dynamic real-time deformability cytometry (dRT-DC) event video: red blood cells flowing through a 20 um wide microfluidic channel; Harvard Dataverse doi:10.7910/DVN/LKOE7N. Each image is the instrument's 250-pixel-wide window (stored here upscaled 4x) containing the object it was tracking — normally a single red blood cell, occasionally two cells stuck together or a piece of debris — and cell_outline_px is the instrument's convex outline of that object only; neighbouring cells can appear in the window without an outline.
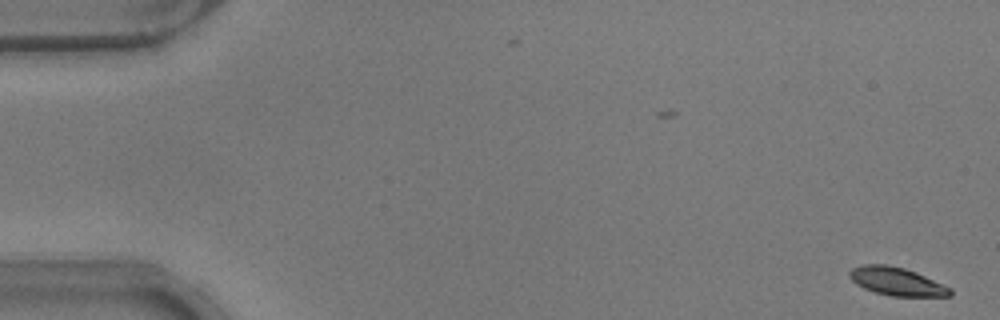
{"species": "common noctule bat (a hibernating species)", "species_latin": "Nyctalus noctula", "temperature_condition": "warm", "stored_images_in_passage": 54, "camera_frame_rate_fps": 3000, "um_per_image_px": 0.085, "animal": {"sex": "male", "body_mass_g": 17.9}, "frame": {"image": 1, "passage_image": 1, "time_ms": 0.0, "image_size_px": [1000, 320], "cell_outline_px": [[952, 296], [892, 296], [876, 292], [864, 288], [856, 284], [848, 276], [848, 272], [852, 268], [864, 264], [884, 264], [904, 268], [916, 272], [952, 288]], "centroid_in_image_um": [76.22, 23.92], "position_along_channel_um": 8.8, "area_um2": 16.47}}
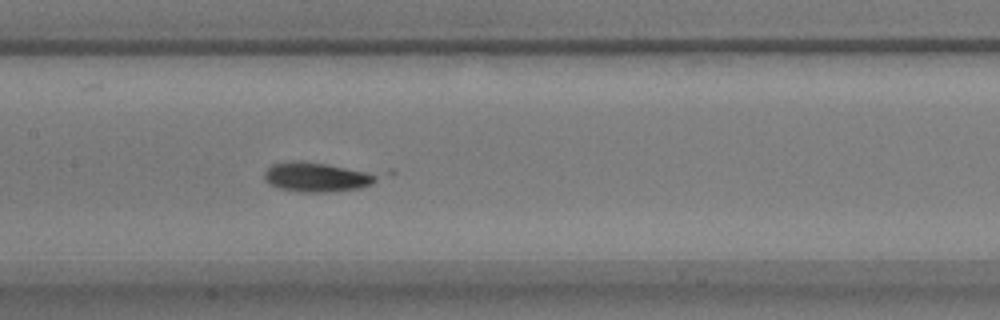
{"frame": {"image": 2, "passage_image": 26, "time_ms": 8.333, "image_size_px": [1000, 320], "cell_outline_px": [[396, 172], [392, 176], [372, 184], [360, 188], [332, 192], [300, 192], [280, 188], [268, 184], [264, 180], [264, 172], [272, 164], [292, 160], [300, 160], [392, 168]], "centroid_in_image_um": [27.48, 14.96], "position_along_channel_um": 179.9, "area_um2": 22.54}}
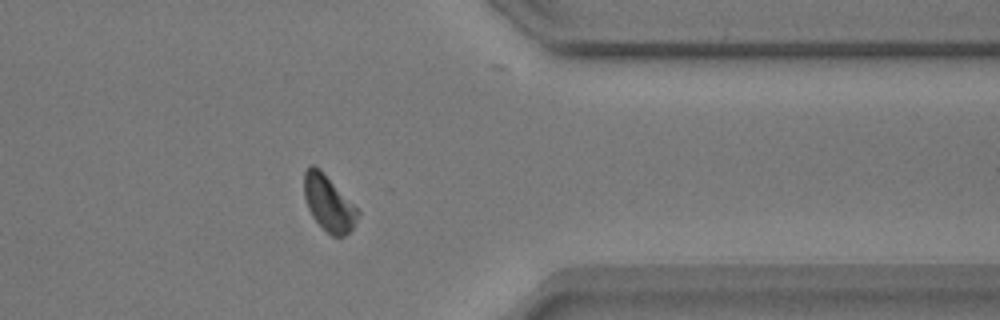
{"frame": {"image": 3, "passage_image": 43, "time_ms": 14.0, "image_size_px": [1000, 320], "cell_outline_px": [[360, 212], [352, 228], [344, 236], [332, 236], [312, 216], [308, 208], [304, 196], [304, 172], [308, 164], [312, 164], [320, 168]], "centroid_in_image_um": [27.9, 17.23], "position_along_channel_um": 383.5, "area_um2": 17.11}, "authors_computed_cell_mechanics": {"area_um2": 17.5134, "velocity_mm_per_s": 3.7785, "shape_relaxation_time_tau1_ms": 4.1787, "shape_relaxation_time_tau2_ms": 1.9023, "deformation_change_tau1": 0.1468, "deformation_change_tau2": 0.0754}}